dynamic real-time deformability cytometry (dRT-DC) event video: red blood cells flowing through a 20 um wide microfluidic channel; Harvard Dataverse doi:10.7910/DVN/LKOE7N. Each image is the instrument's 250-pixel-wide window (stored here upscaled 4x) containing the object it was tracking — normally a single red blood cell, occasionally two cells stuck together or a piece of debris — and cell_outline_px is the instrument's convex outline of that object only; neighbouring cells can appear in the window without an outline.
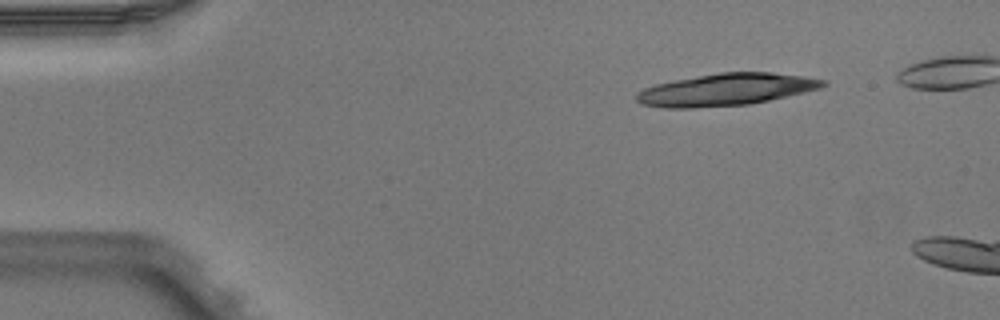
{"species": "Egyptian fruit bat (a non-hibernating species)", "species_latin": "Rousettus aegyptiacus", "temperature_condition": "warm", "stored_images_in_passage": 3, "camera_frame_rate_fps": 3000, "um_per_image_px": 0.085, "animal": {"sex": "male"}, "frame": {"image": 1, "passage_image": 1, "time_ms": 0.0, "image_size_px": [1000, 320], "cell_outline_px": [[828, 84], [820, 88], [804, 92], [768, 100], [748, 104], [692, 108], [664, 108], [640, 104], [636, 100], [636, 92], [644, 88], [656, 84], [676, 80], [720, 72], [772, 72], [804, 76], [828, 80]], "centroid_in_image_um": [61.71, 7.61], "position_along_channel_um": 23.3, "area_um2": 34.8}}